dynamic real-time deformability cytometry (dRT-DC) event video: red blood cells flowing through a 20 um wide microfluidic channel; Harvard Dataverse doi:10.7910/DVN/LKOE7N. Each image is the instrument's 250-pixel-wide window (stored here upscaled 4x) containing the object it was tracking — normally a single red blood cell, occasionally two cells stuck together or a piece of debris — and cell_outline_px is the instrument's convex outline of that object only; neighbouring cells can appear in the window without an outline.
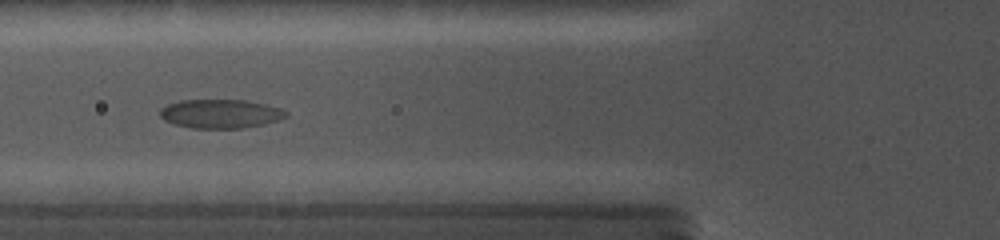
{"species": "common noctule bat (a hibernating species)", "species_latin": "Nyctalus noctula", "temperature_condition": "cold", "stored_images_in_passage": 12, "camera_frame_rate_fps": 5000, "um_per_image_px": 0.085, "animal": {"sex": "female", "body_mass_g": 19.0, "forearm_length_mm": 56.7}, "frame": {"image": 1, "passage_image": 7, "time_ms": 6.6, "image_size_px": [1000, 240], "cell_outline_px": [[288, 116], [280, 120], [264, 124], [244, 128], [192, 128], [172, 124], [164, 120], [160, 116], [160, 108], [168, 104], [180, 100], [244, 100], [264, 104], [280, 108], [288, 112]], "centroid_in_image_um": [18.74, 9.67], "position_along_channel_um": 107.1, "area_um2": 21.33}}